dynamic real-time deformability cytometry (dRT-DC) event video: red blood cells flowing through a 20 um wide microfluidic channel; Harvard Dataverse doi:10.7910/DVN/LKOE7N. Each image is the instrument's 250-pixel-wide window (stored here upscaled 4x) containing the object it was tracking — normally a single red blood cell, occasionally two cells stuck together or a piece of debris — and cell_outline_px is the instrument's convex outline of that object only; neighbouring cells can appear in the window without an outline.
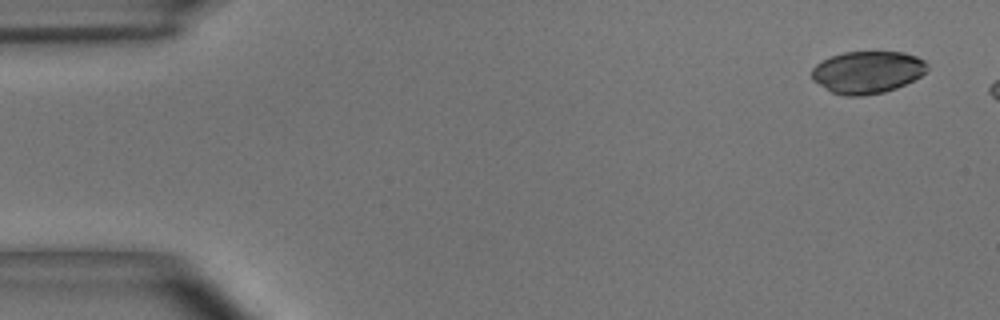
{"species": "common noctule bat (a hibernating species)", "species_latin": "Nyctalus noctula", "temperature_condition": "room temperature", "stored_images_in_passage": 5, "camera_frame_rate_fps": 3000, "um_per_image_px": 0.085, "animal": {"sex": "male", "body_mass_g": 15.6}, "frame": {"image": 1, "passage_image": 1, "time_ms": 0.0, "image_size_px": [1000, 320], "cell_outline_px": [[928, 68], [920, 76], [896, 88], [884, 92], [860, 96], [844, 96], [832, 92], [812, 80], [812, 68], [816, 64], [832, 56], [844, 52], [904, 52], [916, 56], [924, 60], [928, 64]], "centroid_in_image_um": [73.72, 6.13], "position_along_channel_um": 11.3, "area_um2": 28.26}}